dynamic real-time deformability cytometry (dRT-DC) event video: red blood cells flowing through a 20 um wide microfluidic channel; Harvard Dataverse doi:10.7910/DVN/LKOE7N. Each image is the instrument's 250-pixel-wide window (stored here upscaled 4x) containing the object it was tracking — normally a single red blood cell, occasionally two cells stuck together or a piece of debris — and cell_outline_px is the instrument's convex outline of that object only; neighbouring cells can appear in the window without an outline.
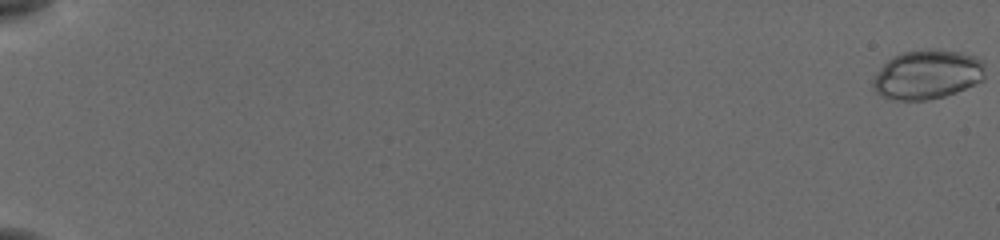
{"species": "common noctule bat (a hibernating species)", "species_latin": "Nyctalus noctula", "temperature_condition": "cold", "stored_images_in_passage": 56, "camera_frame_rate_fps": 3000, "um_per_image_px": 0.085, "animal": {"sex": "female", "body_mass_g": 19.5, "forearm_length_mm": 54.1}, "frame": {"image": 1, "passage_image": 1, "time_ms": 0.0, "image_size_px": [1000, 240], "cell_outline_px": [[984, 80], [956, 92], [944, 96], [928, 100], [896, 100], [884, 96], [876, 92], [872, 88], [872, 80], [884, 64], [892, 56], [904, 52], [928, 48], [936, 48], [960, 52], [976, 56], [984, 60]], "centroid_in_image_um": [78.85, 6.32], "position_along_channel_um": 6.1, "area_um2": 32.43}}
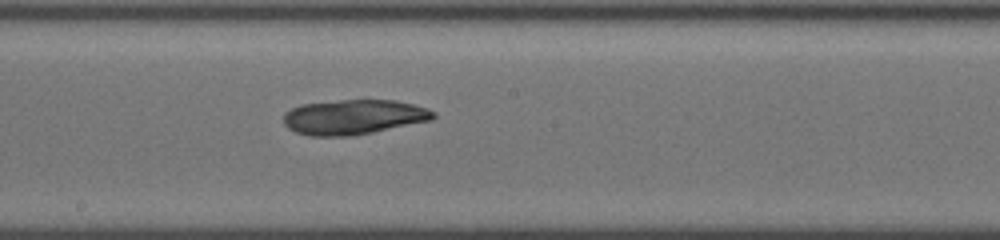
{"frame": {"image": 2, "passage_image": 34, "time_ms": 11.0, "image_size_px": [1000, 240], "cell_outline_px": [[436, 116], [432, 120], [352, 136], [308, 136], [296, 132], [288, 128], [284, 124], [284, 112], [300, 104], [340, 100], [396, 100], [428, 108], [436, 112]], "centroid_in_image_um": [30.05, 9.94], "position_along_channel_um": 218.1, "area_um2": 30.58}}
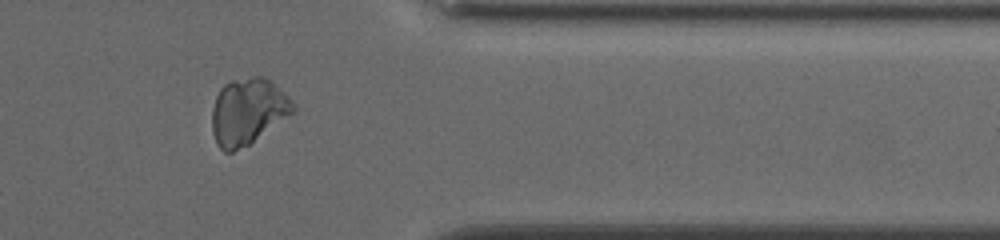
{"frame": {"image": 3, "passage_image": 48, "time_ms": 15.667, "image_size_px": [1000, 240], "cell_outline_px": [[296, 112], [248, 144], [232, 152], [224, 152], [216, 144], [212, 132], [212, 108], [216, 96], [220, 88], [224, 84], [232, 80], [252, 76], [264, 76], [272, 80], [288, 96], [296, 108]], "centroid_in_image_um": [21.07, 9.45], "position_along_channel_um": 390.3, "area_um2": 31.56}}